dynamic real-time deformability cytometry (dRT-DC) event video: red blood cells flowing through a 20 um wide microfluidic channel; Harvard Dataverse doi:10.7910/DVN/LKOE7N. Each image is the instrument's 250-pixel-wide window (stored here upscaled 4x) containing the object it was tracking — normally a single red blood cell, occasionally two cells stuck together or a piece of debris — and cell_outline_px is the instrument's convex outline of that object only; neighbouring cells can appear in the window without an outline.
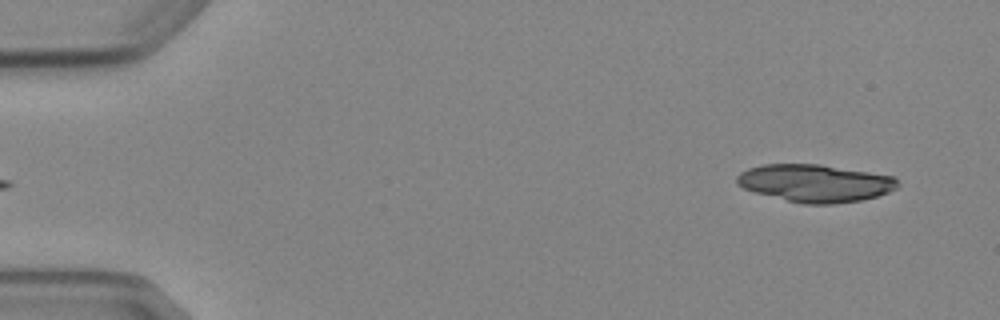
{"species": "Egyptian fruit bat (a non-hibernating species)", "species_latin": "Rousettus aegyptiacus", "temperature_condition": "cold", "stored_images_in_passage": 5, "segment_of_instrument_passage": [2, 2], "camera_frame_rate_fps": 3000, "um_per_image_px": 0.085, "animal": {"sex": "female"}, "frame": {"image": 1, "passage_image": 5, "time_ms": 5.333, "image_size_px": [1000, 320], "cell_outline_px": [[900, 184], [896, 188], [888, 192], [876, 196], [860, 200], [832, 204], [804, 204], [756, 192], [744, 188], [736, 184], [736, 176], [740, 172], [748, 168], [764, 164], [820, 164], [896, 176]], "centroid_in_image_um": [69.31, 15.55], "position_along_channel_um": 15.7, "area_um2": 35.14}}